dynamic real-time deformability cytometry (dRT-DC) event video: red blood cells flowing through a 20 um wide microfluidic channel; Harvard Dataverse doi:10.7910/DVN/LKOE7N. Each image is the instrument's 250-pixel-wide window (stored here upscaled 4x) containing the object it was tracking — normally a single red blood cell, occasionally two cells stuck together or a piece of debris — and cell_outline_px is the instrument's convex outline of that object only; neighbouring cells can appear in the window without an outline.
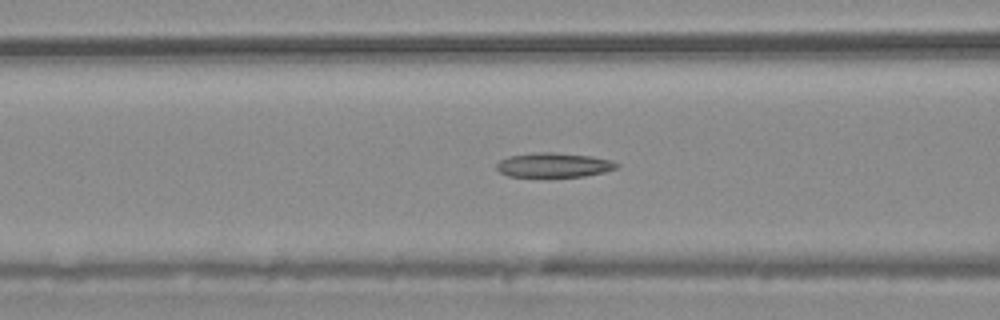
{"species": "common noctule bat (a hibernating species)", "species_latin": "Nyctalus noctula", "temperature_condition": "warm", "stored_images_in_passage": 39, "camera_frame_rate_fps": 3000, "um_per_image_px": 0.085, "animal": {"sex": "male", "body_mass_g": 20.4}, "frame": {"image": 1, "passage_image": 6, "time_ms": 1.667, "image_size_px": [1000, 320], "cell_outline_px": [[620, 164], [616, 168], [604, 172], [584, 176], [508, 176], [500, 172], [496, 168], [496, 164], [500, 160], [508, 156], [536, 152], [552, 152], [592, 156], [612, 160]], "centroid_in_image_um": [47.07, 14.01], "position_along_channel_um": 119.5, "area_um2": 17.05}}
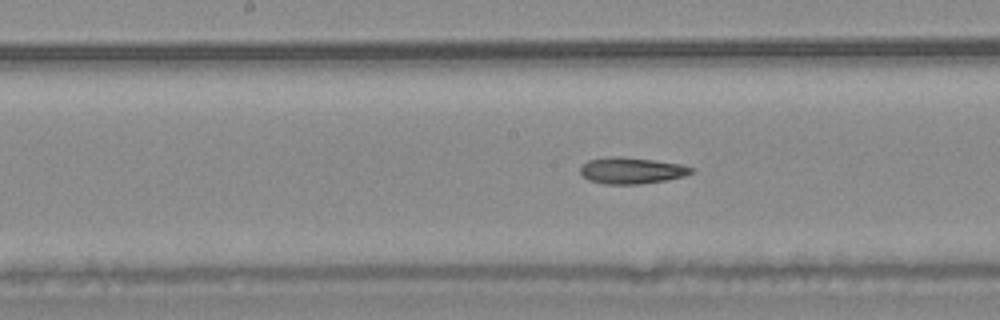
{"frame": {"image": 2, "passage_image": 12, "time_ms": 3.667, "image_size_px": [1000, 320], "cell_outline_px": [[696, 172], [684, 176], [664, 180], [640, 184], [604, 184], [588, 180], [580, 172], [580, 168], [588, 160], [608, 156], [620, 156], [656, 160], [684, 164], [696, 168]], "centroid_in_image_um": [53.74, 14.48], "position_along_channel_um": 194.5, "area_um2": 17.34}}
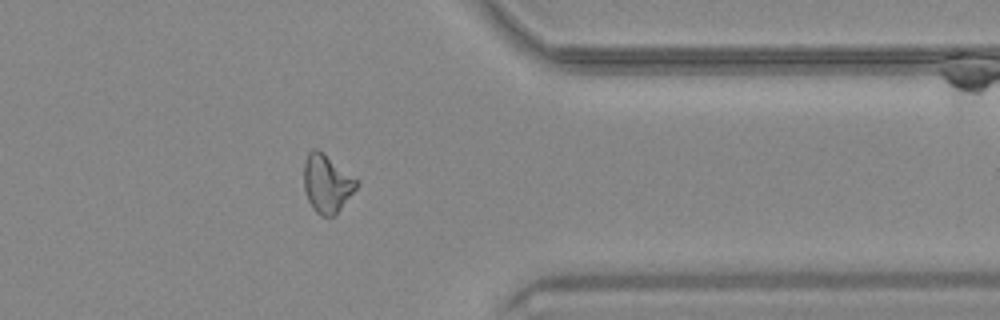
{"frame": {"image": 3, "passage_image": 28, "time_ms": 9.0, "image_size_px": [1000, 320], "cell_outline_px": [[360, 184], [336, 216], [320, 216], [312, 208], [308, 200], [304, 188], [304, 160], [308, 152], [312, 148], [316, 148], [324, 152], [360, 180]], "centroid_in_image_um": [27.82, 15.59], "position_along_channel_um": 383.6, "area_um2": 18.44}, "authors_computed_cell_mechanics": {"area_um2": 17.4556, "velocity_mm_per_s": 3.7415, "shape_relaxation_time_tau1_ms": null, "shape_relaxation_time_tau2_ms": 4.5278, "deformation_change_tau1": null, "deformation_change_tau2": 0.1257}}